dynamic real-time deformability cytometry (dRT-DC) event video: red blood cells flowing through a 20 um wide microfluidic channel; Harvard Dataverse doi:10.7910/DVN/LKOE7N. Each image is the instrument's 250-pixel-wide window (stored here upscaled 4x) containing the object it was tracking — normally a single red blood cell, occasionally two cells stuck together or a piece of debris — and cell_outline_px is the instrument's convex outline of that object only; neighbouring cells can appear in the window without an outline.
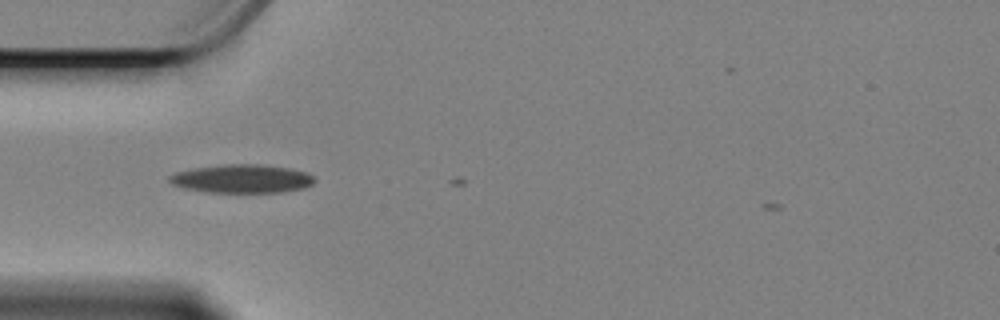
{"species": "Egyptian fruit bat (a non-hibernating species)", "species_latin": "Rousettus aegyptiacus", "temperature_condition": "cold", "stored_images_in_passage": 2, "camera_frame_rate_fps": 3000, "um_per_image_px": 0.085, "animal": {"sex": "female"}, "frame": {"image": 1, "passage_image": 1, "time_ms": 0.0, "image_size_px": [1000, 320], "cell_outline_px": [[316, 180], [312, 184], [304, 188], [280, 192], [208, 192], [184, 188], [172, 184], [168, 180], [168, 176], [176, 172], [196, 168], [228, 164], [260, 164], [288, 168], [304, 172], [312, 176]], "centroid_in_image_um": [20.55, 15.19], "position_along_channel_um": 64.4, "area_um2": 23.81}}